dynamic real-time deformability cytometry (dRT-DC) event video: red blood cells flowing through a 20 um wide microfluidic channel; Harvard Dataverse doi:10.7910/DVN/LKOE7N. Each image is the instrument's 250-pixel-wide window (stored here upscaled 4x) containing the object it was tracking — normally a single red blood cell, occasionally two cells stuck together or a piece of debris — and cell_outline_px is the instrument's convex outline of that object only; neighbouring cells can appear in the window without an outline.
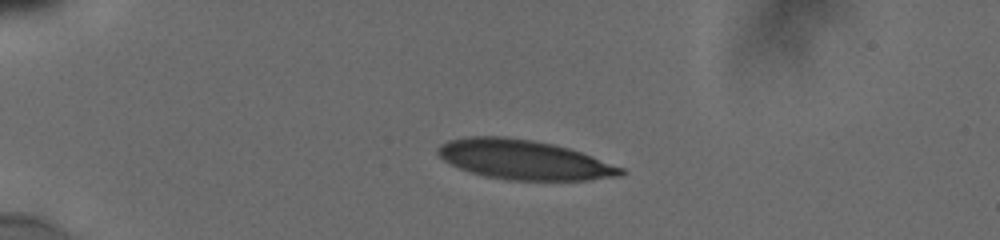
{"species": "human", "species_latin": "Homo sapiens", "temperature_condition": "cold", "stored_images_in_passage": 43, "camera_frame_rate_fps": 3000, "um_per_image_px": 0.085, "donor": {"sex": "male"}, "frame": {"image": 1, "passage_image": 1, "time_ms": 0.0, "image_size_px": [1000, 240], "cell_outline_px": [[628, 172], [620, 176], [588, 180], [508, 180], [484, 176], [460, 168], [444, 160], [436, 152], [440, 144], [448, 140], [472, 136], [500, 136], [532, 140], [568, 148], [580, 152], [624, 168]], "centroid_in_image_um": [44.54, 13.58], "position_along_channel_um": 40.5, "area_um2": 41.85}}
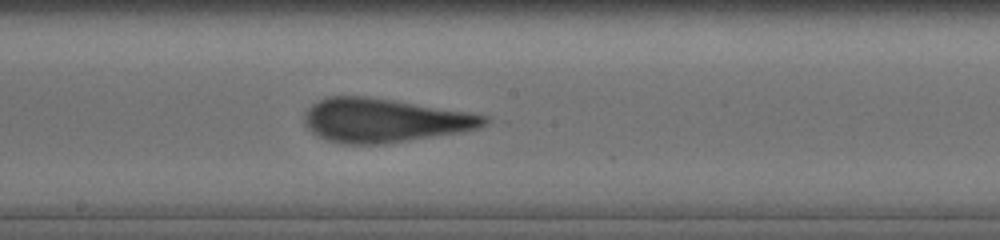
{"frame": {"image": 2, "passage_image": 26, "time_ms": 6.0, "image_size_px": [1000, 240], "cell_outline_px": [[496, 120], [480, 128], [464, 132], [380, 144], [344, 144], [328, 140], [312, 132], [308, 128], [304, 120], [304, 112], [312, 104], [328, 96], [364, 96], [392, 100], [488, 116]], "centroid_in_image_um": [32.7, 10.24], "position_along_channel_um": 215.5, "area_um2": 45.72}}
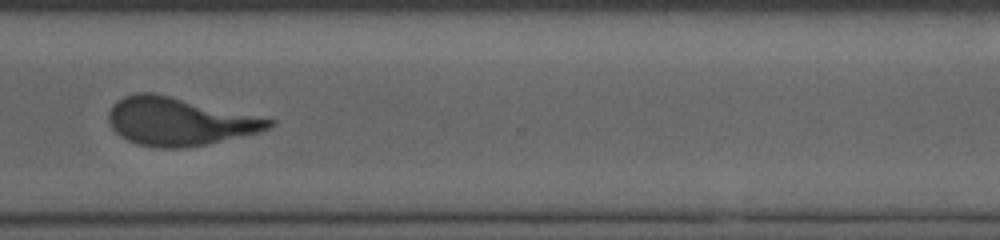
{"frame": {"image": 3, "passage_image": 42, "time_ms": 9.667, "image_size_px": [1000, 240], "cell_outline_px": [[276, 124], [268, 128], [256, 132], [208, 144], [188, 148], [156, 148], [140, 144], [128, 140], [120, 136], [112, 128], [108, 120], [108, 112], [112, 104], [116, 100], [124, 96], [136, 92], [152, 92], [276, 120]], "centroid_in_image_um": [15.18, 10.32], "position_along_channel_um": 355.4, "area_um2": 44.62}}